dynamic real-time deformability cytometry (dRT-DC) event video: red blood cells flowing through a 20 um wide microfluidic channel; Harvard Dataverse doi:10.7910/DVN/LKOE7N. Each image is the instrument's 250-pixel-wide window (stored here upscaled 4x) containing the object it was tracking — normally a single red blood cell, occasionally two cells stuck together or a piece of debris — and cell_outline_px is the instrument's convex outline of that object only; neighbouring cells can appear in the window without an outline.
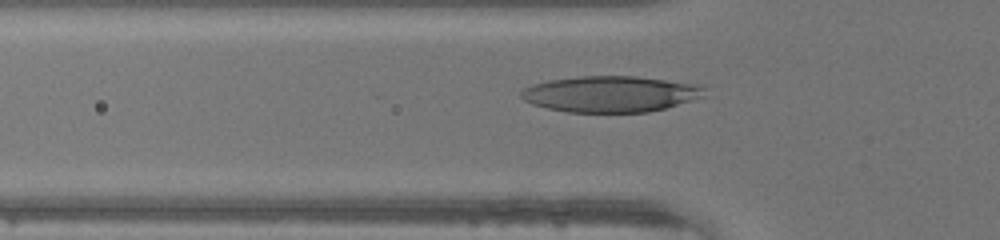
{"species": "human", "species_latin": "Homo sapiens", "temperature_condition": "warm", "stored_images_in_passage": 36, "segment_of_instrument_passage": [1, 2], "camera_frame_rate_fps": 3000, "um_per_image_px": 0.085, "donor": {"sex": "male"}, "frame": {"image": 1, "passage_image": 4, "time_ms": 1.0, "image_size_px": [1000, 240], "cell_outline_px": [[708, 96], [664, 108], [648, 112], [568, 112], [548, 108], [532, 104], [524, 100], [520, 96], [520, 92], [524, 88], [532, 84], [548, 80], [580, 76], [636, 76], [704, 84]], "centroid_in_image_um": [51.97, 7.98], "position_along_channel_um": 73.8, "area_um2": 39.02}}
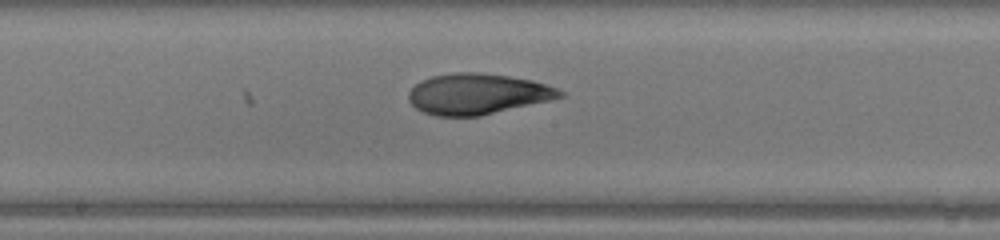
{"frame": {"image": 2, "passage_image": 13, "time_ms": 4.0, "image_size_px": [1000, 240], "cell_outline_px": [[568, 96], [480, 116], [436, 116], [424, 112], [416, 108], [408, 100], [408, 92], [420, 80], [432, 76], [452, 72], [480, 72], [508, 76], [532, 80], [556, 88], [564, 92]], "centroid_in_image_um": [40.58, 7.98], "position_along_channel_um": 207.6, "area_um2": 36.07}}
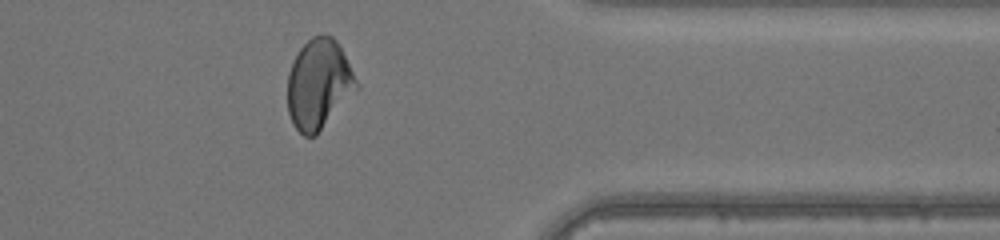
{"frame": {"image": 3, "passage_image": 26, "time_ms": 8.333, "image_size_px": [1000, 240], "cell_outline_px": [[360, 88], [316, 136], [304, 136], [292, 124], [288, 112], [288, 72], [300, 48], [312, 36], [332, 36], [336, 40]], "centroid_in_image_um": [27.09, 7.21], "position_along_channel_um": 384.3, "area_um2": 35.84}}